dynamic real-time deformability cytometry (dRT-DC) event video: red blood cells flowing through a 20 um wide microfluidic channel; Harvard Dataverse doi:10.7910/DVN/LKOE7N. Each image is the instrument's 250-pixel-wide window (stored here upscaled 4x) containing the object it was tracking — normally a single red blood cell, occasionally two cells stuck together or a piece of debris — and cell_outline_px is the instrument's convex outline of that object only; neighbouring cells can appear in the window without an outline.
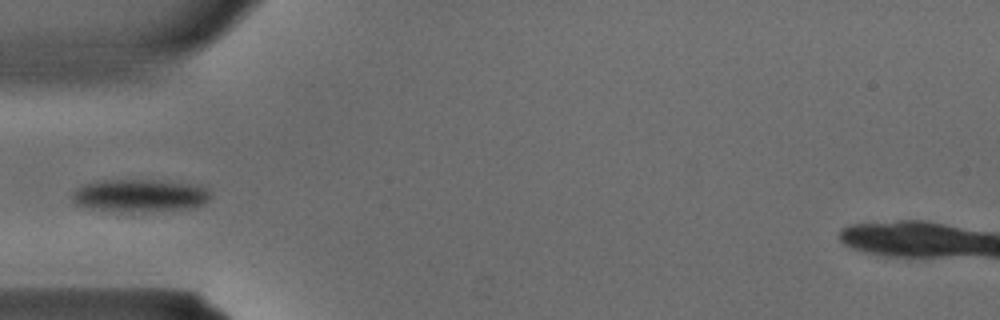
{"species": "common noctule bat (a hibernating species)", "species_latin": "Nyctalus noctula", "temperature_condition": "warm", "stored_images_in_passage": 35, "camera_frame_rate_fps": 3000, "um_per_image_px": 0.085, "animal": {"sex": "male", "body_mass_g": 15.6}, "frame": {"image": 1, "passage_image": 11, "time_ms": 3.333, "image_size_px": [1000, 320], "cell_outline_px": [[208, 200], [204, 204], [196, 208], [128, 212], [116, 212], [88, 208], [76, 204], [72, 200], [72, 192], [80, 184], [96, 180], [156, 180], [200, 184], [208, 188]], "centroid_in_image_um": [11.85, 16.61], "position_along_channel_um": 73.1, "area_um2": 26.93}}
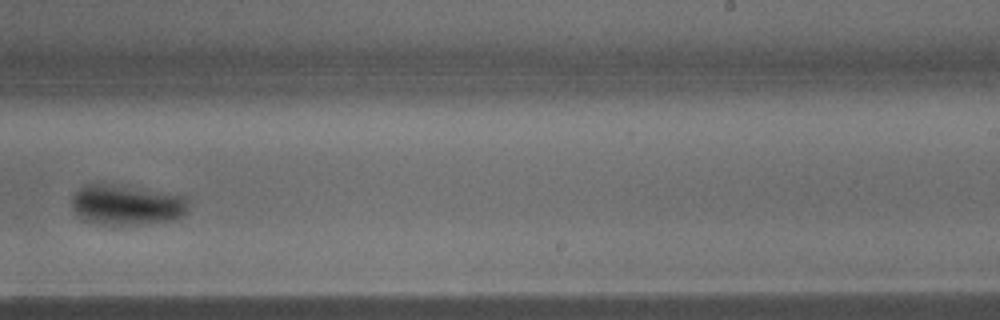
{"frame": {"image": 2, "passage_image": 22, "time_ms": 7.0, "image_size_px": [1000, 320], "cell_outline_px": [[188, 212], [184, 216], [176, 220], [152, 224], [96, 224], [80, 220], [72, 208], [72, 196], [84, 184], [104, 184], [184, 196], [188, 208]], "centroid_in_image_um": [10.74, 17.47], "position_along_channel_um": 278.3, "area_um2": 27.22}}
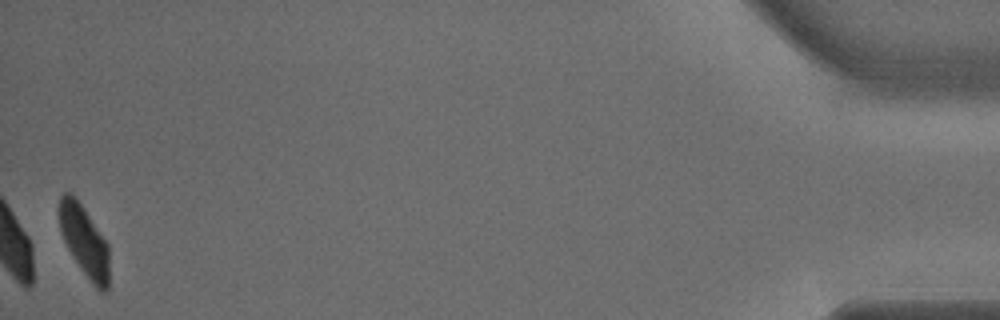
{"frame": {"image": 3, "passage_image": 35, "time_ms": 11.333, "image_size_px": [1000, 320], "cell_outline_px": [[108, 288], [104, 292], [100, 292], [92, 284], [72, 256], [60, 232], [60, 196], [64, 192], [72, 192], [108, 244]], "centroid_in_image_um": [7.17, 20.51], "position_along_channel_um": 428.0, "area_um2": 20.23}}